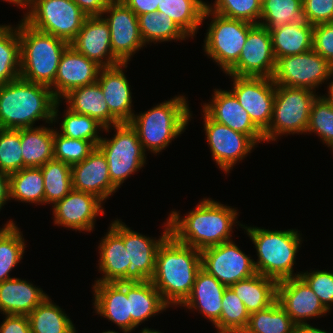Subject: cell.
Masks as SVG:
<instances>
[{
	"label": "cell",
	"mask_w": 333,
	"mask_h": 333,
	"mask_svg": "<svg viewBox=\"0 0 333 333\" xmlns=\"http://www.w3.org/2000/svg\"><path fill=\"white\" fill-rule=\"evenodd\" d=\"M302 15L313 26L333 22V0H302Z\"/></svg>",
	"instance_id": "cell-50"
},
{
	"label": "cell",
	"mask_w": 333,
	"mask_h": 333,
	"mask_svg": "<svg viewBox=\"0 0 333 333\" xmlns=\"http://www.w3.org/2000/svg\"><path fill=\"white\" fill-rule=\"evenodd\" d=\"M128 64L129 63H120L115 66L101 68L97 79L108 105L109 112L120 123H129L135 114L132 108L131 85L124 73Z\"/></svg>",
	"instance_id": "cell-24"
},
{
	"label": "cell",
	"mask_w": 333,
	"mask_h": 333,
	"mask_svg": "<svg viewBox=\"0 0 333 333\" xmlns=\"http://www.w3.org/2000/svg\"><path fill=\"white\" fill-rule=\"evenodd\" d=\"M104 203L94 194L72 189L52 206L54 225L90 233L94 230L97 217L105 214Z\"/></svg>",
	"instance_id": "cell-18"
},
{
	"label": "cell",
	"mask_w": 333,
	"mask_h": 333,
	"mask_svg": "<svg viewBox=\"0 0 333 333\" xmlns=\"http://www.w3.org/2000/svg\"><path fill=\"white\" fill-rule=\"evenodd\" d=\"M102 333H118V332H116V331H113V330H107V331H105V332H102Z\"/></svg>",
	"instance_id": "cell-61"
},
{
	"label": "cell",
	"mask_w": 333,
	"mask_h": 333,
	"mask_svg": "<svg viewBox=\"0 0 333 333\" xmlns=\"http://www.w3.org/2000/svg\"><path fill=\"white\" fill-rule=\"evenodd\" d=\"M101 66L68 46L61 56L54 83V97L61 101L72 89L97 82Z\"/></svg>",
	"instance_id": "cell-21"
},
{
	"label": "cell",
	"mask_w": 333,
	"mask_h": 333,
	"mask_svg": "<svg viewBox=\"0 0 333 333\" xmlns=\"http://www.w3.org/2000/svg\"><path fill=\"white\" fill-rule=\"evenodd\" d=\"M206 18L211 22L208 24L207 33H204L206 36L203 50L226 74L238 62L249 29L254 24L221 16L212 12L207 6L202 22Z\"/></svg>",
	"instance_id": "cell-8"
},
{
	"label": "cell",
	"mask_w": 333,
	"mask_h": 333,
	"mask_svg": "<svg viewBox=\"0 0 333 333\" xmlns=\"http://www.w3.org/2000/svg\"><path fill=\"white\" fill-rule=\"evenodd\" d=\"M10 201L9 175L0 170V211Z\"/></svg>",
	"instance_id": "cell-55"
},
{
	"label": "cell",
	"mask_w": 333,
	"mask_h": 333,
	"mask_svg": "<svg viewBox=\"0 0 333 333\" xmlns=\"http://www.w3.org/2000/svg\"><path fill=\"white\" fill-rule=\"evenodd\" d=\"M307 133L318 134L323 144L333 148V103L324 95H318L311 105Z\"/></svg>",
	"instance_id": "cell-45"
},
{
	"label": "cell",
	"mask_w": 333,
	"mask_h": 333,
	"mask_svg": "<svg viewBox=\"0 0 333 333\" xmlns=\"http://www.w3.org/2000/svg\"><path fill=\"white\" fill-rule=\"evenodd\" d=\"M22 169L21 129L0 128V170L10 175Z\"/></svg>",
	"instance_id": "cell-46"
},
{
	"label": "cell",
	"mask_w": 333,
	"mask_h": 333,
	"mask_svg": "<svg viewBox=\"0 0 333 333\" xmlns=\"http://www.w3.org/2000/svg\"><path fill=\"white\" fill-rule=\"evenodd\" d=\"M313 50L333 66V22L313 26Z\"/></svg>",
	"instance_id": "cell-51"
},
{
	"label": "cell",
	"mask_w": 333,
	"mask_h": 333,
	"mask_svg": "<svg viewBox=\"0 0 333 333\" xmlns=\"http://www.w3.org/2000/svg\"><path fill=\"white\" fill-rule=\"evenodd\" d=\"M230 76V90L249 114L252 122L264 132L270 125L275 100L276 84L272 78Z\"/></svg>",
	"instance_id": "cell-15"
},
{
	"label": "cell",
	"mask_w": 333,
	"mask_h": 333,
	"mask_svg": "<svg viewBox=\"0 0 333 333\" xmlns=\"http://www.w3.org/2000/svg\"><path fill=\"white\" fill-rule=\"evenodd\" d=\"M87 16H101L111 0H72Z\"/></svg>",
	"instance_id": "cell-53"
},
{
	"label": "cell",
	"mask_w": 333,
	"mask_h": 333,
	"mask_svg": "<svg viewBox=\"0 0 333 333\" xmlns=\"http://www.w3.org/2000/svg\"><path fill=\"white\" fill-rule=\"evenodd\" d=\"M207 2L203 0H160L157 12L167 14L189 36L197 34Z\"/></svg>",
	"instance_id": "cell-34"
},
{
	"label": "cell",
	"mask_w": 333,
	"mask_h": 333,
	"mask_svg": "<svg viewBox=\"0 0 333 333\" xmlns=\"http://www.w3.org/2000/svg\"><path fill=\"white\" fill-rule=\"evenodd\" d=\"M70 46L102 68L122 63L112 52L110 29L102 16H87Z\"/></svg>",
	"instance_id": "cell-22"
},
{
	"label": "cell",
	"mask_w": 333,
	"mask_h": 333,
	"mask_svg": "<svg viewBox=\"0 0 333 333\" xmlns=\"http://www.w3.org/2000/svg\"><path fill=\"white\" fill-rule=\"evenodd\" d=\"M333 71H332V73H331V75L329 76V79L331 80L329 83H327L328 85H327V89H328V93L326 94L325 93V97L329 100V101H331L332 103H333ZM327 95V96H326Z\"/></svg>",
	"instance_id": "cell-57"
},
{
	"label": "cell",
	"mask_w": 333,
	"mask_h": 333,
	"mask_svg": "<svg viewBox=\"0 0 333 333\" xmlns=\"http://www.w3.org/2000/svg\"><path fill=\"white\" fill-rule=\"evenodd\" d=\"M332 71L333 66L311 49L278 58L272 79L276 86L307 88L316 92L322 83L329 81Z\"/></svg>",
	"instance_id": "cell-12"
},
{
	"label": "cell",
	"mask_w": 333,
	"mask_h": 333,
	"mask_svg": "<svg viewBox=\"0 0 333 333\" xmlns=\"http://www.w3.org/2000/svg\"><path fill=\"white\" fill-rule=\"evenodd\" d=\"M201 267V251L169 235L157 250L155 272L150 281L171 308L180 307L190 295Z\"/></svg>",
	"instance_id": "cell-3"
},
{
	"label": "cell",
	"mask_w": 333,
	"mask_h": 333,
	"mask_svg": "<svg viewBox=\"0 0 333 333\" xmlns=\"http://www.w3.org/2000/svg\"><path fill=\"white\" fill-rule=\"evenodd\" d=\"M46 126L21 128L23 168L41 167L54 159V130Z\"/></svg>",
	"instance_id": "cell-32"
},
{
	"label": "cell",
	"mask_w": 333,
	"mask_h": 333,
	"mask_svg": "<svg viewBox=\"0 0 333 333\" xmlns=\"http://www.w3.org/2000/svg\"><path fill=\"white\" fill-rule=\"evenodd\" d=\"M186 96L175 95L148 111L134 114L129 124L137 131L145 152L160 154L183 134L192 118Z\"/></svg>",
	"instance_id": "cell-4"
},
{
	"label": "cell",
	"mask_w": 333,
	"mask_h": 333,
	"mask_svg": "<svg viewBox=\"0 0 333 333\" xmlns=\"http://www.w3.org/2000/svg\"><path fill=\"white\" fill-rule=\"evenodd\" d=\"M138 24L145 45L188 40L190 38L167 14L149 12L138 15Z\"/></svg>",
	"instance_id": "cell-35"
},
{
	"label": "cell",
	"mask_w": 333,
	"mask_h": 333,
	"mask_svg": "<svg viewBox=\"0 0 333 333\" xmlns=\"http://www.w3.org/2000/svg\"><path fill=\"white\" fill-rule=\"evenodd\" d=\"M11 223H15V221L13 220H9L7 221L4 225H3V228L0 227V234L11 224Z\"/></svg>",
	"instance_id": "cell-60"
},
{
	"label": "cell",
	"mask_w": 333,
	"mask_h": 333,
	"mask_svg": "<svg viewBox=\"0 0 333 333\" xmlns=\"http://www.w3.org/2000/svg\"><path fill=\"white\" fill-rule=\"evenodd\" d=\"M63 114V119L61 123H59L60 128L57 130L61 135L73 139L90 141L96 147L98 146L101 140V134L99 132L104 130V127L101 124H99L94 118L72 112L67 107Z\"/></svg>",
	"instance_id": "cell-43"
},
{
	"label": "cell",
	"mask_w": 333,
	"mask_h": 333,
	"mask_svg": "<svg viewBox=\"0 0 333 333\" xmlns=\"http://www.w3.org/2000/svg\"><path fill=\"white\" fill-rule=\"evenodd\" d=\"M10 200L44 205V179L40 167L23 168L9 175Z\"/></svg>",
	"instance_id": "cell-37"
},
{
	"label": "cell",
	"mask_w": 333,
	"mask_h": 333,
	"mask_svg": "<svg viewBox=\"0 0 333 333\" xmlns=\"http://www.w3.org/2000/svg\"><path fill=\"white\" fill-rule=\"evenodd\" d=\"M92 289L95 313L116 324L123 333H131L132 316L125 282H94Z\"/></svg>",
	"instance_id": "cell-25"
},
{
	"label": "cell",
	"mask_w": 333,
	"mask_h": 333,
	"mask_svg": "<svg viewBox=\"0 0 333 333\" xmlns=\"http://www.w3.org/2000/svg\"><path fill=\"white\" fill-rule=\"evenodd\" d=\"M227 287L202 267L197 273L190 295L180 305L191 311H199L212 322L219 333V318L222 310L223 294Z\"/></svg>",
	"instance_id": "cell-26"
},
{
	"label": "cell",
	"mask_w": 333,
	"mask_h": 333,
	"mask_svg": "<svg viewBox=\"0 0 333 333\" xmlns=\"http://www.w3.org/2000/svg\"><path fill=\"white\" fill-rule=\"evenodd\" d=\"M249 317L244 303L230 287H227L223 294L219 333H242Z\"/></svg>",
	"instance_id": "cell-44"
},
{
	"label": "cell",
	"mask_w": 333,
	"mask_h": 333,
	"mask_svg": "<svg viewBox=\"0 0 333 333\" xmlns=\"http://www.w3.org/2000/svg\"><path fill=\"white\" fill-rule=\"evenodd\" d=\"M141 332L140 333H162L160 332L159 330H154V329H150V328H142V330H140Z\"/></svg>",
	"instance_id": "cell-59"
},
{
	"label": "cell",
	"mask_w": 333,
	"mask_h": 333,
	"mask_svg": "<svg viewBox=\"0 0 333 333\" xmlns=\"http://www.w3.org/2000/svg\"><path fill=\"white\" fill-rule=\"evenodd\" d=\"M101 16L110 29L112 52L122 63H128L137 51L146 47L137 15L122 0H111Z\"/></svg>",
	"instance_id": "cell-16"
},
{
	"label": "cell",
	"mask_w": 333,
	"mask_h": 333,
	"mask_svg": "<svg viewBox=\"0 0 333 333\" xmlns=\"http://www.w3.org/2000/svg\"><path fill=\"white\" fill-rule=\"evenodd\" d=\"M317 96L307 88L276 86L272 119L263 132L265 142L277 141L284 134H306L311 105Z\"/></svg>",
	"instance_id": "cell-7"
},
{
	"label": "cell",
	"mask_w": 333,
	"mask_h": 333,
	"mask_svg": "<svg viewBox=\"0 0 333 333\" xmlns=\"http://www.w3.org/2000/svg\"><path fill=\"white\" fill-rule=\"evenodd\" d=\"M111 139L101 137L97 148L104 154L109 167L111 182L119 189L130 177L145 166L146 153L137 131L129 123L112 126Z\"/></svg>",
	"instance_id": "cell-9"
},
{
	"label": "cell",
	"mask_w": 333,
	"mask_h": 333,
	"mask_svg": "<svg viewBox=\"0 0 333 333\" xmlns=\"http://www.w3.org/2000/svg\"><path fill=\"white\" fill-rule=\"evenodd\" d=\"M277 301L296 325L325 316L329 311L301 277L288 278L277 283Z\"/></svg>",
	"instance_id": "cell-19"
},
{
	"label": "cell",
	"mask_w": 333,
	"mask_h": 333,
	"mask_svg": "<svg viewBox=\"0 0 333 333\" xmlns=\"http://www.w3.org/2000/svg\"><path fill=\"white\" fill-rule=\"evenodd\" d=\"M276 60L280 57L305 53L313 49V25L292 22L269 30Z\"/></svg>",
	"instance_id": "cell-31"
},
{
	"label": "cell",
	"mask_w": 333,
	"mask_h": 333,
	"mask_svg": "<svg viewBox=\"0 0 333 333\" xmlns=\"http://www.w3.org/2000/svg\"><path fill=\"white\" fill-rule=\"evenodd\" d=\"M54 130V159L72 166L87 158L96 146L83 139H73Z\"/></svg>",
	"instance_id": "cell-48"
},
{
	"label": "cell",
	"mask_w": 333,
	"mask_h": 333,
	"mask_svg": "<svg viewBox=\"0 0 333 333\" xmlns=\"http://www.w3.org/2000/svg\"><path fill=\"white\" fill-rule=\"evenodd\" d=\"M203 126L212 160L224 174L231 173L237 162H242L257 144L247 135L234 131L212 120L203 110Z\"/></svg>",
	"instance_id": "cell-14"
},
{
	"label": "cell",
	"mask_w": 333,
	"mask_h": 333,
	"mask_svg": "<svg viewBox=\"0 0 333 333\" xmlns=\"http://www.w3.org/2000/svg\"><path fill=\"white\" fill-rule=\"evenodd\" d=\"M20 77V38L18 24H0V85Z\"/></svg>",
	"instance_id": "cell-38"
},
{
	"label": "cell",
	"mask_w": 333,
	"mask_h": 333,
	"mask_svg": "<svg viewBox=\"0 0 333 333\" xmlns=\"http://www.w3.org/2000/svg\"><path fill=\"white\" fill-rule=\"evenodd\" d=\"M65 99L67 108L72 112L94 118L109 133L112 126L120 122L109 112L108 105L98 82L72 89Z\"/></svg>",
	"instance_id": "cell-28"
},
{
	"label": "cell",
	"mask_w": 333,
	"mask_h": 333,
	"mask_svg": "<svg viewBox=\"0 0 333 333\" xmlns=\"http://www.w3.org/2000/svg\"><path fill=\"white\" fill-rule=\"evenodd\" d=\"M276 67L269 30L254 24L248 32L238 62L226 73L238 77L272 78Z\"/></svg>",
	"instance_id": "cell-17"
},
{
	"label": "cell",
	"mask_w": 333,
	"mask_h": 333,
	"mask_svg": "<svg viewBox=\"0 0 333 333\" xmlns=\"http://www.w3.org/2000/svg\"><path fill=\"white\" fill-rule=\"evenodd\" d=\"M296 324L276 300L269 307L250 314L242 333H293Z\"/></svg>",
	"instance_id": "cell-39"
},
{
	"label": "cell",
	"mask_w": 333,
	"mask_h": 333,
	"mask_svg": "<svg viewBox=\"0 0 333 333\" xmlns=\"http://www.w3.org/2000/svg\"><path fill=\"white\" fill-rule=\"evenodd\" d=\"M293 333H331V332L316 328L307 323V324L296 325Z\"/></svg>",
	"instance_id": "cell-56"
},
{
	"label": "cell",
	"mask_w": 333,
	"mask_h": 333,
	"mask_svg": "<svg viewBox=\"0 0 333 333\" xmlns=\"http://www.w3.org/2000/svg\"><path fill=\"white\" fill-rule=\"evenodd\" d=\"M304 21L302 0H263L259 24L268 30Z\"/></svg>",
	"instance_id": "cell-42"
},
{
	"label": "cell",
	"mask_w": 333,
	"mask_h": 333,
	"mask_svg": "<svg viewBox=\"0 0 333 333\" xmlns=\"http://www.w3.org/2000/svg\"><path fill=\"white\" fill-rule=\"evenodd\" d=\"M261 4V0H215L211 4L207 2V7L227 18L259 24Z\"/></svg>",
	"instance_id": "cell-47"
},
{
	"label": "cell",
	"mask_w": 333,
	"mask_h": 333,
	"mask_svg": "<svg viewBox=\"0 0 333 333\" xmlns=\"http://www.w3.org/2000/svg\"><path fill=\"white\" fill-rule=\"evenodd\" d=\"M321 303L330 312L333 306V270H311L300 273Z\"/></svg>",
	"instance_id": "cell-49"
},
{
	"label": "cell",
	"mask_w": 333,
	"mask_h": 333,
	"mask_svg": "<svg viewBox=\"0 0 333 333\" xmlns=\"http://www.w3.org/2000/svg\"><path fill=\"white\" fill-rule=\"evenodd\" d=\"M242 229L255 245L258 257L254 265L257 273L277 282L300 276L301 271L294 273V266L303 243L301 231L269 230L247 225H243Z\"/></svg>",
	"instance_id": "cell-5"
},
{
	"label": "cell",
	"mask_w": 333,
	"mask_h": 333,
	"mask_svg": "<svg viewBox=\"0 0 333 333\" xmlns=\"http://www.w3.org/2000/svg\"><path fill=\"white\" fill-rule=\"evenodd\" d=\"M160 0H122L137 16L145 13L157 12Z\"/></svg>",
	"instance_id": "cell-54"
},
{
	"label": "cell",
	"mask_w": 333,
	"mask_h": 333,
	"mask_svg": "<svg viewBox=\"0 0 333 333\" xmlns=\"http://www.w3.org/2000/svg\"><path fill=\"white\" fill-rule=\"evenodd\" d=\"M18 33L20 77L50 87L54 83L61 56L70 44L34 29L23 19L19 21Z\"/></svg>",
	"instance_id": "cell-6"
},
{
	"label": "cell",
	"mask_w": 333,
	"mask_h": 333,
	"mask_svg": "<svg viewBox=\"0 0 333 333\" xmlns=\"http://www.w3.org/2000/svg\"><path fill=\"white\" fill-rule=\"evenodd\" d=\"M18 225L11 223L0 234V283L15 277L10 272L23 259L26 242Z\"/></svg>",
	"instance_id": "cell-41"
},
{
	"label": "cell",
	"mask_w": 333,
	"mask_h": 333,
	"mask_svg": "<svg viewBox=\"0 0 333 333\" xmlns=\"http://www.w3.org/2000/svg\"><path fill=\"white\" fill-rule=\"evenodd\" d=\"M277 281L256 273L240 280L230 288L246 306L249 314L265 309L277 300Z\"/></svg>",
	"instance_id": "cell-33"
},
{
	"label": "cell",
	"mask_w": 333,
	"mask_h": 333,
	"mask_svg": "<svg viewBox=\"0 0 333 333\" xmlns=\"http://www.w3.org/2000/svg\"><path fill=\"white\" fill-rule=\"evenodd\" d=\"M125 292L129 299L132 331L148 321V318L155 317L170 307L151 281L125 282Z\"/></svg>",
	"instance_id": "cell-30"
},
{
	"label": "cell",
	"mask_w": 333,
	"mask_h": 333,
	"mask_svg": "<svg viewBox=\"0 0 333 333\" xmlns=\"http://www.w3.org/2000/svg\"><path fill=\"white\" fill-rule=\"evenodd\" d=\"M44 179V204H56L72 188L71 166L52 159L40 167Z\"/></svg>",
	"instance_id": "cell-40"
},
{
	"label": "cell",
	"mask_w": 333,
	"mask_h": 333,
	"mask_svg": "<svg viewBox=\"0 0 333 333\" xmlns=\"http://www.w3.org/2000/svg\"><path fill=\"white\" fill-rule=\"evenodd\" d=\"M110 227L123 239L128 254L126 282L150 281L155 272L156 253L159 246L170 235L169 220L163 225V233L157 239L131 230L120 219L112 220Z\"/></svg>",
	"instance_id": "cell-11"
},
{
	"label": "cell",
	"mask_w": 333,
	"mask_h": 333,
	"mask_svg": "<svg viewBox=\"0 0 333 333\" xmlns=\"http://www.w3.org/2000/svg\"><path fill=\"white\" fill-rule=\"evenodd\" d=\"M238 210L211 198H203L185 216L171 211L168 220L170 235L179 243L198 250L232 240L233 227L243 224L237 220ZM238 223V224H237Z\"/></svg>",
	"instance_id": "cell-1"
},
{
	"label": "cell",
	"mask_w": 333,
	"mask_h": 333,
	"mask_svg": "<svg viewBox=\"0 0 333 333\" xmlns=\"http://www.w3.org/2000/svg\"><path fill=\"white\" fill-rule=\"evenodd\" d=\"M31 333H72L76 330L69 316L48 296L28 315Z\"/></svg>",
	"instance_id": "cell-36"
},
{
	"label": "cell",
	"mask_w": 333,
	"mask_h": 333,
	"mask_svg": "<svg viewBox=\"0 0 333 333\" xmlns=\"http://www.w3.org/2000/svg\"><path fill=\"white\" fill-rule=\"evenodd\" d=\"M60 103L50 87L19 77L0 85V128H33L39 120L55 127Z\"/></svg>",
	"instance_id": "cell-2"
},
{
	"label": "cell",
	"mask_w": 333,
	"mask_h": 333,
	"mask_svg": "<svg viewBox=\"0 0 333 333\" xmlns=\"http://www.w3.org/2000/svg\"><path fill=\"white\" fill-rule=\"evenodd\" d=\"M98 271L102 277L94 282H126L128 254L123 239L109 226L98 246Z\"/></svg>",
	"instance_id": "cell-29"
},
{
	"label": "cell",
	"mask_w": 333,
	"mask_h": 333,
	"mask_svg": "<svg viewBox=\"0 0 333 333\" xmlns=\"http://www.w3.org/2000/svg\"><path fill=\"white\" fill-rule=\"evenodd\" d=\"M0 324V333H31L30 323L26 315H5Z\"/></svg>",
	"instance_id": "cell-52"
},
{
	"label": "cell",
	"mask_w": 333,
	"mask_h": 333,
	"mask_svg": "<svg viewBox=\"0 0 333 333\" xmlns=\"http://www.w3.org/2000/svg\"><path fill=\"white\" fill-rule=\"evenodd\" d=\"M201 262L202 268L226 287L257 273L254 259L233 240L201 250Z\"/></svg>",
	"instance_id": "cell-13"
},
{
	"label": "cell",
	"mask_w": 333,
	"mask_h": 333,
	"mask_svg": "<svg viewBox=\"0 0 333 333\" xmlns=\"http://www.w3.org/2000/svg\"><path fill=\"white\" fill-rule=\"evenodd\" d=\"M210 102L202 109L212 120L249 136L257 145L264 143V133L252 122L230 90L214 89Z\"/></svg>",
	"instance_id": "cell-20"
},
{
	"label": "cell",
	"mask_w": 333,
	"mask_h": 333,
	"mask_svg": "<svg viewBox=\"0 0 333 333\" xmlns=\"http://www.w3.org/2000/svg\"><path fill=\"white\" fill-rule=\"evenodd\" d=\"M86 18L72 0H30L22 19L34 29L70 44Z\"/></svg>",
	"instance_id": "cell-10"
},
{
	"label": "cell",
	"mask_w": 333,
	"mask_h": 333,
	"mask_svg": "<svg viewBox=\"0 0 333 333\" xmlns=\"http://www.w3.org/2000/svg\"><path fill=\"white\" fill-rule=\"evenodd\" d=\"M49 295L42 288L22 278H12L0 283V313L26 315Z\"/></svg>",
	"instance_id": "cell-27"
},
{
	"label": "cell",
	"mask_w": 333,
	"mask_h": 333,
	"mask_svg": "<svg viewBox=\"0 0 333 333\" xmlns=\"http://www.w3.org/2000/svg\"><path fill=\"white\" fill-rule=\"evenodd\" d=\"M71 174L74 190L94 194L103 202L118 190L110 180L108 162L97 147L83 161L71 166Z\"/></svg>",
	"instance_id": "cell-23"
},
{
	"label": "cell",
	"mask_w": 333,
	"mask_h": 333,
	"mask_svg": "<svg viewBox=\"0 0 333 333\" xmlns=\"http://www.w3.org/2000/svg\"><path fill=\"white\" fill-rule=\"evenodd\" d=\"M7 1L8 3H12L20 8L27 9L30 0H3V2Z\"/></svg>",
	"instance_id": "cell-58"
}]
</instances>
